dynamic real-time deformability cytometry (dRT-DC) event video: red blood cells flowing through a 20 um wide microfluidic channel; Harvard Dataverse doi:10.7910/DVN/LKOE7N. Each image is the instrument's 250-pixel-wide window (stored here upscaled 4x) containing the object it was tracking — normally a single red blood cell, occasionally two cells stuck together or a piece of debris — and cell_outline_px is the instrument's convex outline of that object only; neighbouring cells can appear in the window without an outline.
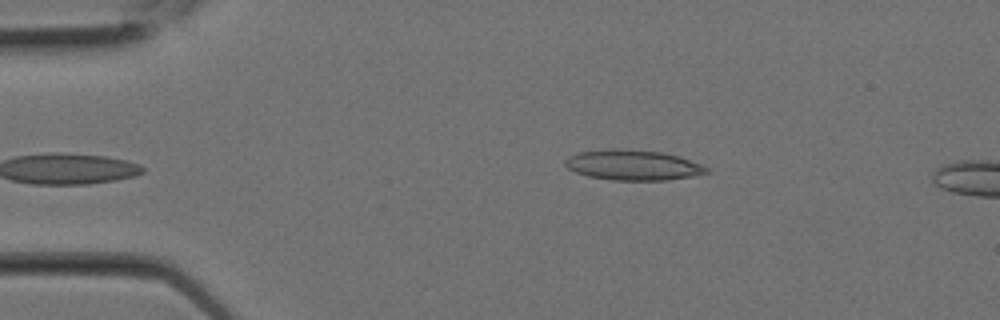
{"species": "Egyptian fruit bat (a non-hibernating species)", "species_latin": "Rousettus aegyptiacus", "temperature_condition": "room temperature", "stored_images_in_passage": 3, "camera_frame_rate_fps": 3000, "um_per_image_px": 0.085, "animal": {"sex": "female"}, "frame": {"image": 1, "passage_image": 3, "time_ms": 0.667, "image_size_px": [1000, 320], "cell_outline_px": [[712, 172], [696, 176], [668, 180], [612, 180], [588, 176], [576, 172], [568, 168], [564, 164], [564, 160], [568, 156], [580, 152], [612, 148], [616, 148], [660, 152], [680, 156], [700, 164], [708, 168]], "centroid_in_image_um": [53.83, 14.03], "position_along_channel_um": 31.2, "area_um2": 25.09}}